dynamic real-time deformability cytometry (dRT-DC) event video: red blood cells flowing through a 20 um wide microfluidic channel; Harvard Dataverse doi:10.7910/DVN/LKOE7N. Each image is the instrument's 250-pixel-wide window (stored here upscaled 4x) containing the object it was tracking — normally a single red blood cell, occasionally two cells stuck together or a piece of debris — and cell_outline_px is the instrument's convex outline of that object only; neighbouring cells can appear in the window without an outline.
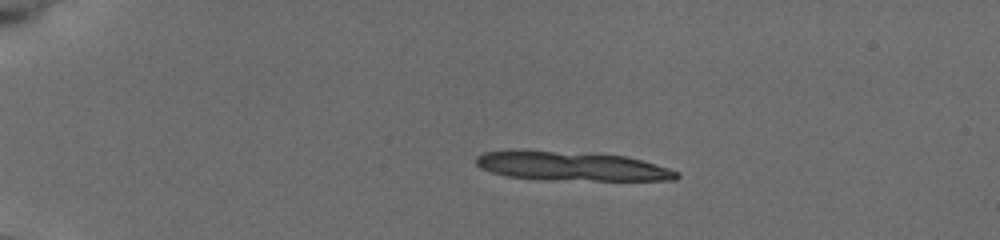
{"species": "common noctule bat (a hibernating species)", "species_latin": "Nyctalus noctula", "temperature_condition": "cold", "stored_images_in_passage": 10, "camera_frame_rate_fps": 3000, "um_per_image_px": 0.085, "animal": {"sex": "female", "body_mass_g": 19.5, "forearm_length_mm": 54.1}, "frame": {"image": 1, "passage_image": 4, "time_ms": 1.0, "image_size_px": [1000, 240], "cell_outline_px": [[680, 176], [676, 180], [592, 180], [508, 176], [492, 172], [480, 168], [476, 164], [476, 156], [484, 152], [552, 152], [624, 156], [640, 160], [668, 168], [676, 172]], "centroid_in_image_um": [48.66, 14.15], "position_along_channel_um": 36.3, "area_um2": 32.08}}